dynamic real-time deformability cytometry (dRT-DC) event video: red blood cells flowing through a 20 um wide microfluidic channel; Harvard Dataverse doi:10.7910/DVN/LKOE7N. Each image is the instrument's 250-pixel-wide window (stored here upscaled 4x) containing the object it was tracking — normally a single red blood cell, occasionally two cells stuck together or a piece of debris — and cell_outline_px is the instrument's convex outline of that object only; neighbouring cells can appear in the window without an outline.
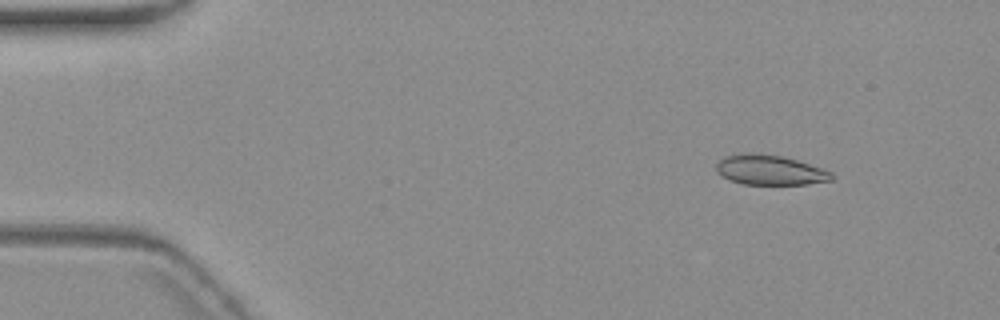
{"species": "common noctule bat (a hibernating species)", "species_latin": "Nyctalus noctula", "temperature_condition": "warm", "stored_images_in_passage": 4, "camera_frame_rate_fps": 3000, "um_per_image_px": 0.085, "animal": {"sex": "female", "body_mass_g": 19.3, "forearm_length_mm": 54.1}, "frame": {"image": 1, "passage_image": 1, "time_ms": 0.0, "image_size_px": [1000, 320], "cell_outline_px": [[836, 176], [832, 180], [808, 184], [744, 184], [728, 180], [720, 176], [716, 172], [716, 164], [724, 156], [744, 152], [748, 152], [780, 156], [796, 160], [832, 172]], "centroid_in_image_um": [65.4, 14.45], "position_along_channel_um": 19.6, "area_um2": 20.17}}
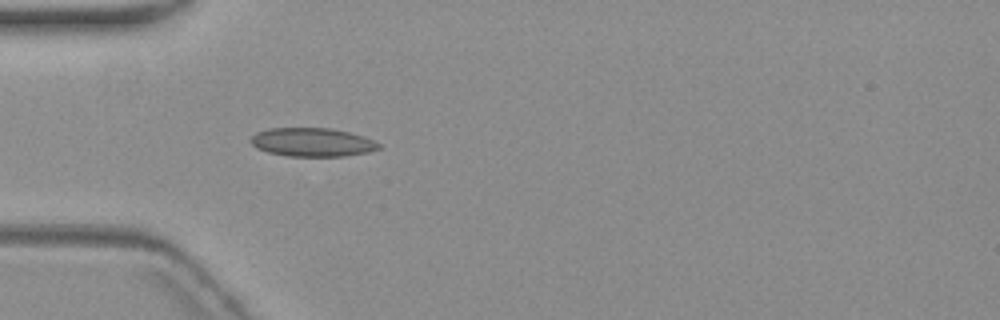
{"frame": {"image": 2, "passage_image": 4, "time_ms": 3.667, "image_size_px": [1000, 320], "cell_outline_px": [[380, 148], [368, 152], [344, 156], [288, 156], [268, 152], [256, 148], [248, 140], [256, 132], [268, 128], [328, 128], [348, 132], [364, 136], [380, 144]], "centroid_in_image_um": [26.5, 12.09], "position_along_channel_um": 58.5, "area_um2": 21.33}}